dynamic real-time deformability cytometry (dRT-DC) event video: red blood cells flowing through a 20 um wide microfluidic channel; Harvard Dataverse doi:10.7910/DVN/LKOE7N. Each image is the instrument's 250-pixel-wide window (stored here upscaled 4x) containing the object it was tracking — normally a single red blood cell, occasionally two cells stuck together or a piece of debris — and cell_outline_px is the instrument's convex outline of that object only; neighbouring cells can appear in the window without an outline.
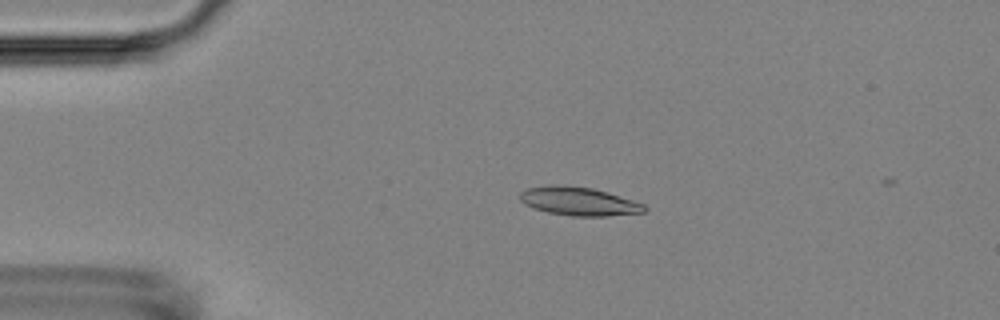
{"species": "Egyptian fruit bat (a non-hibernating species)", "species_latin": "Rousettus aegyptiacus", "temperature_condition": "room temperature", "stored_images_in_passage": 15, "camera_frame_rate_fps": 3000, "um_per_image_px": 0.085, "animal": {"sex": "female"}, "frame": {"image": 1, "passage_image": 12, "time_ms": 3.667, "image_size_px": [1000, 320], "cell_outline_px": [[648, 208], [644, 212], [608, 216], [572, 216], [548, 212], [532, 208], [524, 204], [520, 200], [520, 192], [528, 188], [548, 184], [556, 184], [592, 188], [632, 200], [644, 204]], "centroid_in_image_um": [49.16, 17.11], "position_along_channel_um": 35.8, "area_um2": 20.63}}